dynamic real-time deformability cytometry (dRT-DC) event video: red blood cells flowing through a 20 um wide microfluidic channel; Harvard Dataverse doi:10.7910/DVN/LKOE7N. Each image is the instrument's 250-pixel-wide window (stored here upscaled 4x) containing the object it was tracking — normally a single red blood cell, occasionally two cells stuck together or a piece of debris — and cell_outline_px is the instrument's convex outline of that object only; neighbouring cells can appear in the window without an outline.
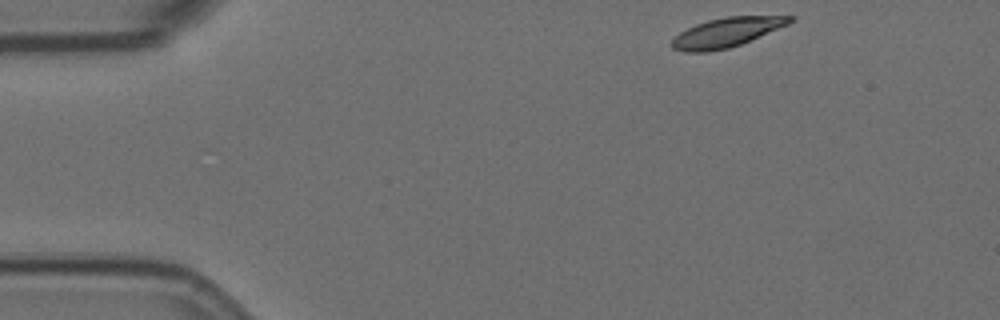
{"species": "Egyptian fruit bat (a non-hibernating species)", "species_latin": "Rousettus aegyptiacus", "temperature_condition": "room temperature", "stored_images_in_passage": 19, "camera_frame_rate_fps": 3000, "um_per_image_px": 0.085, "animal": {"sex": "female"}, "frame": {"image": 1, "passage_image": 1, "time_ms": 0.0, "image_size_px": [1000, 320], "cell_outline_px": [[796, 16], [788, 24], [740, 44], [728, 48], [708, 52], [684, 52], [672, 48], [672, 40], [680, 32], [696, 24], [708, 20], [728, 16]], "centroid_in_image_um": [61.73, 2.76], "position_along_channel_um": 23.3, "area_um2": 19.83}}
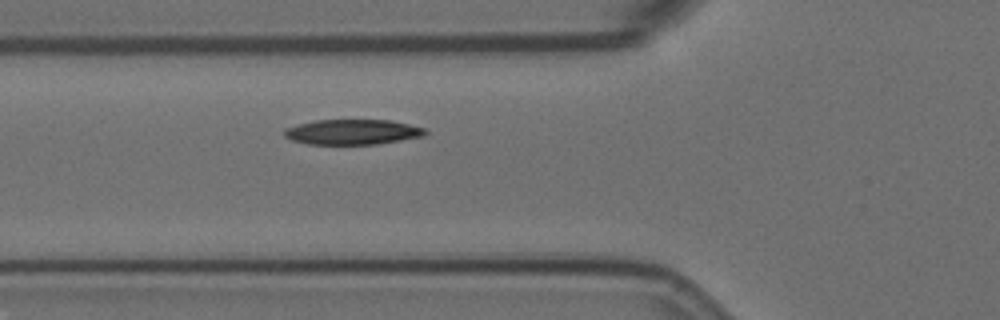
{"frame": {"image": 2, "passage_image": 14, "time_ms": 4.333, "image_size_px": [1000, 320], "cell_outline_px": [[428, 132], [424, 136], [376, 144], [308, 144], [292, 140], [284, 136], [284, 128], [316, 120], [388, 120], [408, 124], [424, 128]], "centroid_in_image_um": [29.95, 11.22], "position_along_channel_um": 95.8, "area_um2": 20.52}}
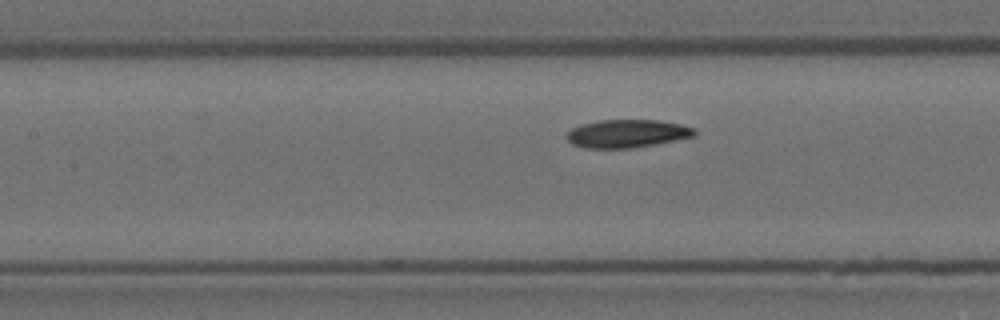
{"frame": {"image": 3, "passage_image": 19, "time_ms": 6.0, "image_size_px": [1000, 320], "cell_outline_px": [[696, 136], [656, 144], [632, 148], [584, 148], [572, 144], [564, 136], [568, 128], [580, 124], [596, 120], [656, 120], [680, 124], [696, 128]], "centroid_in_image_um": [53.25, 11.35], "position_along_channel_um": 154.2, "area_um2": 21.27}}